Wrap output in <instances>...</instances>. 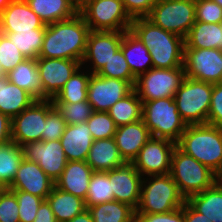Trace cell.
<instances>
[{"mask_svg":"<svg viewBox=\"0 0 222 222\" xmlns=\"http://www.w3.org/2000/svg\"><path fill=\"white\" fill-rule=\"evenodd\" d=\"M135 82L91 74L87 101L93 111L107 112L117 101L134 90Z\"/></svg>","mask_w":222,"mask_h":222,"instance_id":"4fadbf2b","label":"cell"},{"mask_svg":"<svg viewBox=\"0 0 222 222\" xmlns=\"http://www.w3.org/2000/svg\"><path fill=\"white\" fill-rule=\"evenodd\" d=\"M54 186L55 182L36 162L24 158L8 189L11 191H24L46 200Z\"/></svg>","mask_w":222,"mask_h":222,"instance_id":"d6986e66","label":"cell"},{"mask_svg":"<svg viewBox=\"0 0 222 222\" xmlns=\"http://www.w3.org/2000/svg\"><path fill=\"white\" fill-rule=\"evenodd\" d=\"M46 28L25 0H13L0 14V33H17Z\"/></svg>","mask_w":222,"mask_h":222,"instance_id":"ffe728a7","label":"cell"},{"mask_svg":"<svg viewBox=\"0 0 222 222\" xmlns=\"http://www.w3.org/2000/svg\"><path fill=\"white\" fill-rule=\"evenodd\" d=\"M22 148L24 158L36 162L54 182L60 178L68 161L60 140L31 142Z\"/></svg>","mask_w":222,"mask_h":222,"instance_id":"2e32d148","label":"cell"},{"mask_svg":"<svg viewBox=\"0 0 222 222\" xmlns=\"http://www.w3.org/2000/svg\"><path fill=\"white\" fill-rule=\"evenodd\" d=\"M35 101L26 90L10 82L7 74L0 75L1 113L12 119Z\"/></svg>","mask_w":222,"mask_h":222,"instance_id":"d4e9b609","label":"cell"},{"mask_svg":"<svg viewBox=\"0 0 222 222\" xmlns=\"http://www.w3.org/2000/svg\"><path fill=\"white\" fill-rule=\"evenodd\" d=\"M129 30L149 50L154 68L171 69L183 66V37L155 26L147 18L133 19Z\"/></svg>","mask_w":222,"mask_h":222,"instance_id":"7a4b0ae2","label":"cell"},{"mask_svg":"<svg viewBox=\"0 0 222 222\" xmlns=\"http://www.w3.org/2000/svg\"><path fill=\"white\" fill-rule=\"evenodd\" d=\"M81 66L76 70L70 79L64 84L63 88L52 98L53 103H79L80 101H87L88 82L91 73ZM82 70V71H81Z\"/></svg>","mask_w":222,"mask_h":222,"instance_id":"d6a6232c","label":"cell"},{"mask_svg":"<svg viewBox=\"0 0 222 222\" xmlns=\"http://www.w3.org/2000/svg\"><path fill=\"white\" fill-rule=\"evenodd\" d=\"M114 199L129 204L135 210L140 200L143 176L132 163H124L120 167L108 171Z\"/></svg>","mask_w":222,"mask_h":222,"instance_id":"ac0fdd59","label":"cell"},{"mask_svg":"<svg viewBox=\"0 0 222 222\" xmlns=\"http://www.w3.org/2000/svg\"><path fill=\"white\" fill-rule=\"evenodd\" d=\"M67 222H94L90 212L88 209L84 210L82 213L76 215L74 218H72L70 221Z\"/></svg>","mask_w":222,"mask_h":222,"instance_id":"f5cc1de1","label":"cell"},{"mask_svg":"<svg viewBox=\"0 0 222 222\" xmlns=\"http://www.w3.org/2000/svg\"><path fill=\"white\" fill-rule=\"evenodd\" d=\"M69 1L79 10L82 0H69Z\"/></svg>","mask_w":222,"mask_h":222,"instance_id":"11a10c76","label":"cell"},{"mask_svg":"<svg viewBox=\"0 0 222 222\" xmlns=\"http://www.w3.org/2000/svg\"><path fill=\"white\" fill-rule=\"evenodd\" d=\"M35 220L33 222H57L56 217L47 200H44L37 210Z\"/></svg>","mask_w":222,"mask_h":222,"instance_id":"681fc988","label":"cell"},{"mask_svg":"<svg viewBox=\"0 0 222 222\" xmlns=\"http://www.w3.org/2000/svg\"><path fill=\"white\" fill-rule=\"evenodd\" d=\"M89 32V26L79 13L68 20L47 24L39 57L70 59L81 63Z\"/></svg>","mask_w":222,"mask_h":222,"instance_id":"6da1fadb","label":"cell"},{"mask_svg":"<svg viewBox=\"0 0 222 222\" xmlns=\"http://www.w3.org/2000/svg\"><path fill=\"white\" fill-rule=\"evenodd\" d=\"M8 188L4 185V183L0 180V194L5 192Z\"/></svg>","mask_w":222,"mask_h":222,"instance_id":"9f6ffc18","label":"cell"},{"mask_svg":"<svg viewBox=\"0 0 222 222\" xmlns=\"http://www.w3.org/2000/svg\"><path fill=\"white\" fill-rule=\"evenodd\" d=\"M186 199L170 173L143 177L135 213H168L181 208Z\"/></svg>","mask_w":222,"mask_h":222,"instance_id":"277c9868","label":"cell"},{"mask_svg":"<svg viewBox=\"0 0 222 222\" xmlns=\"http://www.w3.org/2000/svg\"><path fill=\"white\" fill-rule=\"evenodd\" d=\"M12 192L16 195L18 201L20 222H33L44 199L24 191Z\"/></svg>","mask_w":222,"mask_h":222,"instance_id":"b9f144b4","label":"cell"},{"mask_svg":"<svg viewBox=\"0 0 222 222\" xmlns=\"http://www.w3.org/2000/svg\"><path fill=\"white\" fill-rule=\"evenodd\" d=\"M146 18L185 39L196 21L195 0H157Z\"/></svg>","mask_w":222,"mask_h":222,"instance_id":"9c48e42d","label":"cell"},{"mask_svg":"<svg viewBox=\"0 0 222 222\" xmlns=\"http://www.w3.org/2000/svg\"><path fill=\"white\" fill-rule=\"evenodd\" d=\"M7 76L10 82L26 90L35 100H47L42 95L36 59H25L7 73Z\"/></svg>","mask_w":222,"mask_h":222,"instance_id":"83f0119b","label":"cell"},{"mask_svg":"<svg viewBox=\"0 0 222 222\" xmlns=\"http://www.w3.org/2000/svg\"><path fill=\"white\" fill-rule=\"evenodd\" d=\"M185 45L191 49L222 50V23L195 21L185 38Z\"/></svg>","mask_w":222,"mask_h":222,"instance_id":"f1b7e54d","label":"cell"},{"mask_svg":"<svg viewBox=\"0 0 222 222\" xmlns=\"http://www.w3.org/2000/svg\"><path fill=\"white\" fill-rule=\"evenodd\" d=\"M213 1H215L218 5L222 7V0H213Z\"/></svg>","mask_w":222,"mask_h":222,"instance_id":"6f0895ef","label":"cell"},{"mask_svg":"<svg viewBox=\"0 0 222 222\" xmlns=\"http://www.w3.org/2000/svg\"><path fill=\"white\" fill-rule=\"evenodd\" d=\"M184 222H213L197 212L187 201L183 205Z\"/></svg>","mask_w":222,"mask_h":222,"instance_id":"f907efd6","label":"cell"},{"mask_svg":"<svg viewBox=\"0 0 222 222\" xmlns=\"http://www.w3.org/2000/svg\"><path fill=\"white\" fill-rule=\"evenodd\" d=\"M66 121L55 107L47 114L42 141L60 140L66 128Z\"/></svg>","mask_w":222,"mask_h":222,"instance_id":"7bdbcfd3","label":"cell"},{"mask_svg":"<svg viewBox=\"0 0 222 222\" xmlns=\"http://www.w3.org/2000/svg\"><path fill=\"white\" fill-rule=\"evenodd\" d=\"M196 21L222 23V7L213 0H195Z\"/></svg>","mask_w":222,"mask_h":222,"instance_id":"ee69618b","label":"cell"},{"mask_svg":"<svg viewBox=\"0 0 222 222\" xmlns=\"http://www.w3.org/2000/svg\"><path fill=\"white\" fill-rule=\"evenodd\" d=\"M213 84L185 77L174 101L187 125L208 123Z\"/></svg>","mask_w":222,"mask_h":222,"instance_id":"52a82bcc","label":"cell"},{"mask_svg":"<svg viewBox=\"0 0 222 222\" xmlns=\"http://www.w3.org/2000/svg\"><path fill=\"white\" fill-rule=\"evenodd\" d=\"M114 194L108 172H93L90 179L88 193L85 199V207L114 201Z\"/></svg>","mask_w":222,"mask_h":222,"instance_id":"8d00e7d4","label":"cell"},{"mask_svg":"<svg viewBox=\"0 0 222 222\" xmlns=\"http://www.w3.org/2000/svg\"><path fill=\"white\" fill-rule=\"evenodd\" d=\"M135 222H184L183 206L168 213H135Z\"/></svg>","mask_w":222,"mask_h":222,"instance_id":"7dc6e473","label":"cell"},{"mask_svg":"<svg viewBox=\"0 0 222 222\" xmlns=\"http://www.w3.org/2000/svg\"><path fill=\"white\" fill-rule=\"evenodd\" d=\"M107 112L117 127L127 125L142 120L143 102L133 90L117 101Z\"/></svg>","mask_w":222,"mask_h":222,"instance_id":"836d02e7","label":"cell"},{"mask_svg":"<svg viewBox=\"0 0 222 222\" xmlns=\"http://www.w3.org/2000/svg\"><path fill=\"white\" fill-rule=\"evenodd\" d=\"M46 200L56 217L57 222H67L86 210L85 200L54 186Z\"/></svg>","mask_w":222,"mask_h":222,"instance_id":"4dcf8cb0","label":"cell"},{"mask_svg":"<svg viewBox=\"0 0 222 222\" xmlns=\"http://www.w3.org/2000/svg\"><path fill=\"white\" fill-rule=\"evenodd\" d=\"M186 77L208 83H220L222 76V50L191 49L184 46Z\"/></svg>","mask_w":222,"mask_h":222,"instance_id":"7c38bea8","label":"cell"},{"mask_svg":"<svg viewBox=\"0 0 222 222\" xmlns=\"http://www.w3.org/2000/svg\"><path fill=\"white\" fill-rule=\"evenodd\" d=\"M142 120L152 137L177 143L187 124L181 118L174 97L160 98L143 103Z\"/></svg>","mask_w":222,"mask_h":222,"instance_id":"5b68a950","label":"cell"},{"mask_svg":"<svg viewBox=\"0 0 222 222\" xmlns=\"http://www.w3.org/2000/svg\"><path fill=\"white\" fill-rule=\"evenodd\" d=\"M176 146L222 178V128L208 123L187 125Z\"/></svg>","mask_w":222,"mask_h":222,"instance_id":"3957f363","label":"cell"},{"mask_svg":"<svg viewBox=\"0 0 222 222\" xmlns=\"http://www.w3.org/2000/svg\"><path fill=\"white\" fill-rule=\"evenodd\" d=\"M185 77L184 66L171 69L152 67L136 78L134 90L143 103L174 97Z\"/></svg>","mask_w":222,"mask_h":222,"instance_id":"30bf717a","label":"cell"},{"mask_svg":"<svg viewBox=\"0 0 222 222\" xmlns=\"http://www.w3.org/2000/svg\"><path fill=\"white\" fill-rule=\"evenodd\" d=\"M27 59L15 44L4 34L0 33V66L3 74L9 73L19 63Z\"/></svg>","mask_w":222,"mask_h":222,"instance_id":"60d3db41","label":"cell"},{"mask_svg":"<svg viewBox=\"0 0 222 222\" xmlns=\"http://www.w3.org/2000/svg\"><path fill=\"white\" fill-rule=\"evenodd\" d=\"M175 147L176 143L170 140L151 137L141 148L132 164L143 177L168 174Z\"/></svg>","mask_w":222,"mask_h":222,"instance_id":"5bb4252c","label":"cell"},{"mask_svg":"<svg viewBox=\"0 0 222 222\" xmlns=\"http://www.w3.org/2000/svg\"><path fill=\"white\" fill-rule=\"evenodd\" d=\"M120 49L136 78L153 67L149 50L130 30L125 31Z\"/></svg>","mask_w":222,"mask_h":222,"instance_id":"484cf974","label":"cell"},{"mask_svg":"<svg viewBox=\"0 0 222 222\" xmlns=\"http://www.w3.org/2000/svg\"><path fill=\"white\" fill-rule=\"evenodd\" d=\"M13 0H0V14L6 9V7L12 2Z\"/></svg>","mask_w":222,"mask_h":222,"instance_id":"db71d44e","label":"cell"},{"mask_svg":"<svg viewBox=\"0 0 222 222\" xmlns=\"http://www.w3.org/2000/svg\"><path fill=\"white\" fill-rule=\"evenodd\" d=\"M40 74L42 95L52 99L63 88L73 73L81 67L77 60L42 58L36 59Z\"/></svg>","mask_w":222,"mask_h":222,"instance_id":"e0dca14e","label":"cell"},{"mask_svg":"<svg viewBox=\"0 0 222 222\" xmlns=\"http://www.w3.org/2000/svg\"><path fill=\"white\" fill-rule=\"evenodd\" d=\"M186 201L213 222H222V179L206 190L189 196Z\"/></svg>","mask_w":222,"mask_h":222,"instance_id":"4316f807","label":"cell"},{"mask_svg":"<svg viewBox=\"0 0 222 222\" xmlns=\"http://www.w3.org/2000/svg\"><path fill=\"white\" fill-rule=\"evenodd\" d=\"M78 13L92 31H127L133 21L121 0H82Z\"/></svg>","mask_w":222,"mask_h":222,"instance_id":"ba28073f","label":"cell"},{"mask_svg":"<svg viewBox=\"0 0 222 222\" xmlns=\"http://www.w3.org/2000/svg\"><path fill=\"white\" fill-rule=\"evenodd\" d=\"M94 222H135V209L116 200L88 207Z\"/></svg>","mask_w":222,"mask_h":222,"instance_id":"1f68e13d","label":"cell"},{"mask_svg":"<svg viewBox=\"0 0 222 222\" xmlns=\"http://www.w3.org/2000/svg\"><path fill=\"white\" fill-rule=\"evenodd\" d=\"M45 31L46 28H39L33 31L2 34L6 35L27 59H37L42 48Z\"/></svg>","mask_w":222,"mask_h":222,"instance_id":"d590c367","label":"cell"},{"mask_svg":"<svg viewBox=\"0 0 222 222\" xmlns=\"http://www.w3.org/2000/svg\"><path fill=\"white\" fill-rule=\"evenodd\" d=\"M24 159L23 148L14 141L0 144V180L9 188Z\"/></svg>","mask_w":222,"mask_h":222,"instance_id":"e575fe53","label":"cell"},{"mask_svg":"<svg viewBox=\"0 0 222 222\" xmlns=\"http://www.w3.org/2000/svg\"><path fill=\"white\" fill-rule=\"evenodd\" d=\"M208 124L222 128V84H213Z\"/></svg>","mask_w":222,"mask_h":222,"instance_id":"bcb514c9","label":"cell"},{"mask_svg":"<svg viewBox=\"0 0 222 222\" xmlns=\"http://www.w3.org/2000/svg\"><path fill=\"white\" fill-rule=\"evenodd\" d=\"M86 163L95 172H108L126 163L119 152L114 138L94 140Z\"/></svg>","mask_w":222,"mask_h":222,"instance_id":"cb8c5ba5","label":"cell"},{"mask_svg":"<svg viewBox=\"0 0 222 222\" xmlns=\"http://www.w3.org/2000/svg\"><path fill=\"white\" fill-rule=\"evenodd\" d=\"M93 172L86 161H67L60 178L55 182V186L85 200Z\"/></svg>","mask_w":222,"mask_h":222,"instance_id":"603a6c76","label":"cell"},{"mask_svg":"<svg viewBox=\"0 0 222 222\" xmlns=\"http://www.w3.org/2000/svg\"><path fill=\"white\" fill-rule=\"evenodd\" d=\"M60 141L68 161H86L94 140L84 122L67 124Z\"/></svg>","mask_w":222,"mask_h":222,"instance_id":"7402d4cb","label":"cell"},{"mask_svg":"<svg viewBox=\"0 0 222 222\" xmlns=\"http://www.w3.org/2000/svg\"><path fill=\"white\" fill-rule=\"evenodd\" d=\"M126 12L132 19L146 18L157 0H121Z\"/></svg>","mask_w":222,"mask_h":222,"instance_id":"c3c4849f","label":"cell"},{"mask_svg":"<svg viewBox=\"0 0 222 222\" xmlns=\"http://www.w3.org/2000/svg\"><path fill=\"white\" fill-rule=\"evenodd\" d=\"M97 75L126 81H136V77L129 69L128 63L121 49L113 54L112 58L103 66Z\"/></svg>","mask_w":222,"mask_h":222,"instance_id":"ab89813d","label":"cell"},{"mask_svg":"<svg viewBox=\"0 0 222 222\" xmlns=\"http://www.w3.org/2000/svg\"><path fill=\"white\" fill-rule=\"evenodd\" d=\"M51 99L36 100L28 108L11 119V140L17 145L42 141L46 117L53 108Z\"/></svg>","mask_w":222,"mask_h":222,"instance_id":"8fae6325","label":"cell"},{"mask_svg":"<svg viewBox=\"0 0 222 222\" xmlns=\"http://www.w3.org/2000/svg\"><path fill=\"white\" fill-rule=\"evenodd\" d=\"M25 1L46 25L68 20L78 13V9L69 0Z\"/></svg>","mask_w":222,"mask_h":222,"instance_id":"f546056e","label":"cell"},{"mask_svg":"<svg viewBox=\"0 0 222 222\" xmlns=\"http://www.w3.org/2000/svg\"><path fill=\"white\" fill-rule=\"evenodd\" d=\"M16 195L9 189L0 194V222H20Z\"/></svg>","mask_w":222,"mask_h":222,"instance_id":"f6af8a7d","label":"cell"},{"mask_svg":"<svg viewBox=\"0 0 222 222\" xmlns=\"http://www.w3.org/2000/svg\"><path fill=\"white\" fill-rule=\"evenodd\" d=\"M151 137V133L143 120H139L117 127L113 138L122 159L127 163H132Z\"/></svg>","mask_w":222,"mask_h":222,"instance_id":"44dd1931","label":"cell"},{"mask_svg":"<svg viewBox=\"0 0 222 222\" xmlns=\"http://www.w3.org/2000/svg\"><path fill=\"white\" fill-rule=\"evenodd\" d=\"M11 141V119L0 112V144Z\"/></svg>","mask_w":222,"mask_h":222,"instance_id":"816d5d0a","label":"cell"},{"mask_svg":"<svg viewBox=\"0 0 222 222\" xmlns=\"http://www.w3.org/2000/svg\"><path fill=\"white\" fill-rule=\"evenodd\" d=\"M66 124H78L87 122L93 113L92 106L88 101L79 103H53Z\"/></svg>","mask_w":222,"mask_h":222,"instance_id":"74e56055","label":"cell"},{"mask_svg":"<svg viewBox=\"0 0 222 222\" xmlns=\"http://www.w3.org/2000/svg\"><path fill=\"white\" fill-rule=\"evenodd\" d=\"M93 140L113 138L117 126L108 112L93 111L87 121Z\"/></svg>","mask_w":222,"mask_h":222,"instance_id":"f35d334b","label":"cell"},{"mask_svg":"<svg viewBox=\"0 0 222 222\" xmlns=\"http://www.w3.org/2000/svg\"><path fill=\"white\" fill-rule=\"evenodd\" d=\"M125 31H92L87 37L86 52L81 66L90 62L92 65L86 69L91 74H97L103 66L121 48Z\"/></svg>","mask_w":222,"mask_h":222,"instance_id":"9a60e30c","label":"cell"},{"mask_svg":"<svg viewBox=\"0 0 222 222\" xmlns=\"http://www.w3.org/2000/svg\"><path fill=\"white\" fill-rule=\"evenodd\" d=\"M170 175L185 199L206 190L220 179L207 166L184 153L177 146L171 157Z\"/></svg>","mask_w":222,"mask_h":222,"instance_id":"8992f818","label":"cell"}]
</instances>
